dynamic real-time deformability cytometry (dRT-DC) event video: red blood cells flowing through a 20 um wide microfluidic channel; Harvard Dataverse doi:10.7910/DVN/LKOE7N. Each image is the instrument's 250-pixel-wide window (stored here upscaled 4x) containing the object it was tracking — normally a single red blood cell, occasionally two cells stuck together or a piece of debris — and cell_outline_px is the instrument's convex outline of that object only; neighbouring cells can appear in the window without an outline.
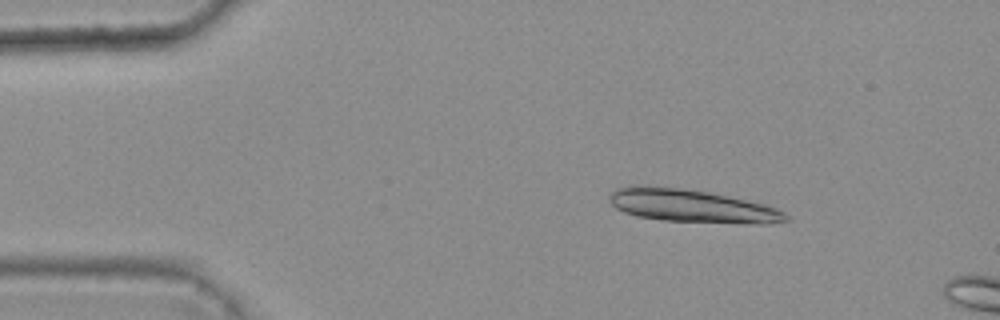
{"species": "common noctule bat (a hibernating species)", "species_latin": "Nyctalus noctula", "temperature_condition": "warm", "stored_images_in_passage": 3, "camera_frame_rate_fps": 3000, "um_per_image_px": 0.085, "animal": {"sex": "female", "body_mass_g": 25.1}, "frame": {"image": 1, "passage_image": 2, "time_ms": 0.333, "image_size_px": [1000, 320], "cell_outline_px": [[792, 220], [768, 224], [756, 224], [664, 220], [636, 216], [624, 212], [616, 208], [608, 200], [608, 196], [616, 188], [628, 184], [640, 184], [680, 188], [708, 192], [764, 204], [776, 208], [784, 212]], "centroid_in_image_um": [58.76, 17.49], "position_along_channel_um": 26.2, "area_um2": 34.1}}